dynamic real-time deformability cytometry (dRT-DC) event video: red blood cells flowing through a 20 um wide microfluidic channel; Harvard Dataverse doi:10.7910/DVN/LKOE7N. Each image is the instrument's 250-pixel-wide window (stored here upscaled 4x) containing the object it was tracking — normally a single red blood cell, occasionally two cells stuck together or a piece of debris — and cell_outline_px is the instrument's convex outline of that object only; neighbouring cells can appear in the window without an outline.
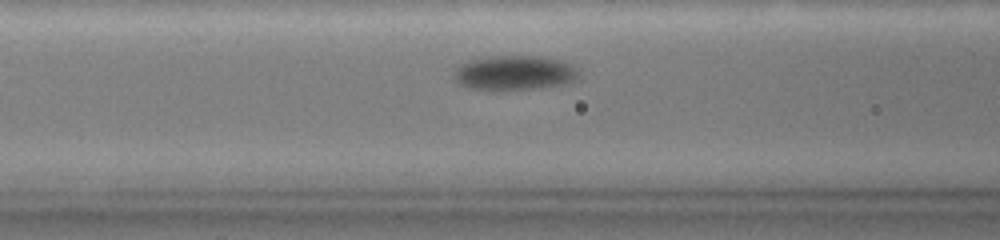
{"species": "common noctule bat (a hibernating species)", "species_latin": "Nyctalus noctula", "temperature_condition": "warm", "stored_images_in_passage": 53, "camera_frame_rate_fps": 3000, "um_per_image_px": 0.085, "animal": {"sex": "female", "body_mass_g": 19.0, "forearm_length_mm": 51.5}, "frame": {"image": 1, "passage_image": 19, "time_ms": 3.333, "image_size_px": [1000, 240], "cell_outline_px": [[576, 76], [568, 80], [552, 84], [520, 88], [488, 88], [464, 84], [456, 76], [456, 68], [460, 64], [468, 60], [488, 56], [540, 56], [564, 60], [572, 64], [576, 68]], "centroid_in_image_um": [43.73, 6.09], "position_along_channel_um": 122.9, "area_um2": 23.29}}
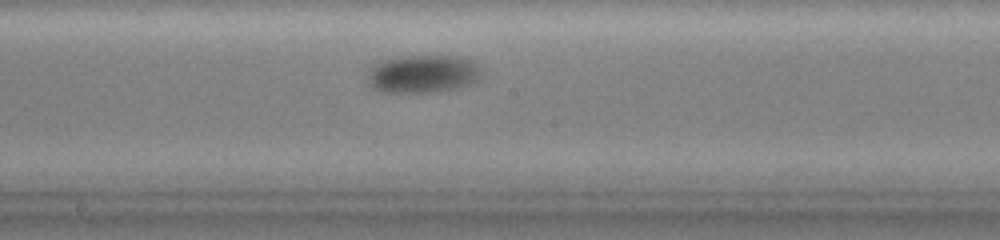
{"frame": {"image": 2, "passage_image": 33, "time_ms": 6.0, "image_size_px": [1000, 240], "cell_outline_px": [[476, 72], [472, 80], [448, 88], [420, 92], [392, 92], [376, 88], [372, 84], [372, 68], [388, 60], [408, 56], [460, 56], [468, 60], [472, 64]], "centroid_in_image_um": [35.88, 6.25], "position_along_channel_um": 212.3, "area_um2": 22.54}}
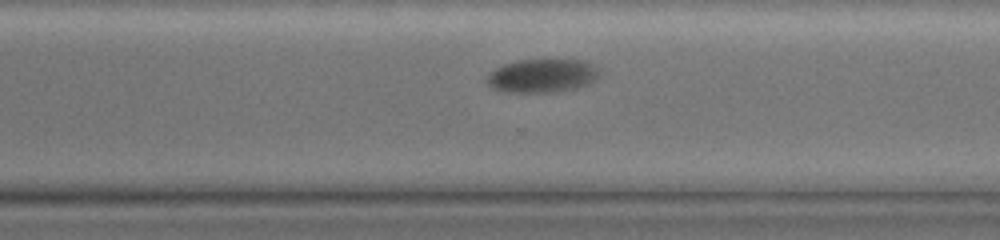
{"frame": {"image": 3, "passage_image": 48, "time_ms": 9.333, "image_size_px": [1000, 240], "cell_outline_px": [[596, 76], [592, 84], [572, 88], [544, 92], [500, 92], [492, 88], [488, 84], [488, 76], [496, 68], [504, 64], [520, 60], [584, 60], [596, 64]], "centroid_in_image_um": [46.07, 6.43], "position_along_channel_um": 324.5, "area_um2": 21.62}}